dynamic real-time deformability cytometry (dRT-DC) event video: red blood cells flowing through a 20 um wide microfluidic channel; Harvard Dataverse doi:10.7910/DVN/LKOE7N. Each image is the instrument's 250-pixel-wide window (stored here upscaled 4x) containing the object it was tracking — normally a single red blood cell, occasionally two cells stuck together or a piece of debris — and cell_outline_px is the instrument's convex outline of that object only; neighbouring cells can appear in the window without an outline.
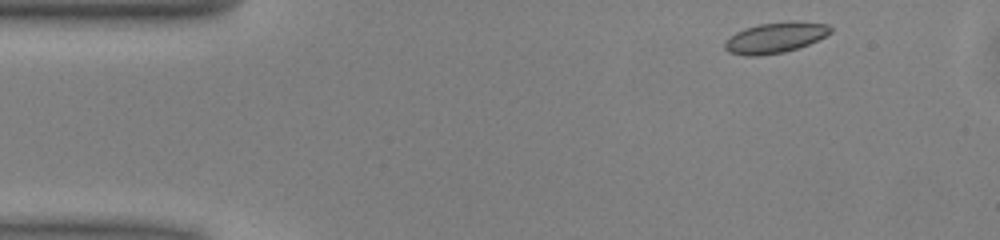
{"species": "common noctule bat (a hibernating species)", "species_latin": "Nyctalus noctula", "temperature_condition": "warm", "stored_images_in_passage": 37, "camera_frame_rate_fps": 3000, "um_per_image_px": 0.085, "animal": {"sex": "male", "body_mass_g": 13.0, "forearm_length_mm": 53.1}, "frame": {"image": 1, "passage_image": 2, "time_ms": 0.333, "image_size_px": [1000, 240], "cell_outline_px": [[832, 32], [808, 44], [784, 52], [760, 56], [744, 56], [728, 52], [724, 48], [724, 40], [736, 32], [744, 28], [760, 24], [792, 20], [828, 24], [832, 28]], "centroid_in_image_um": [65.86, 3.2], "position_along_channel_um": 19.1, "area_um2": 19.02}}
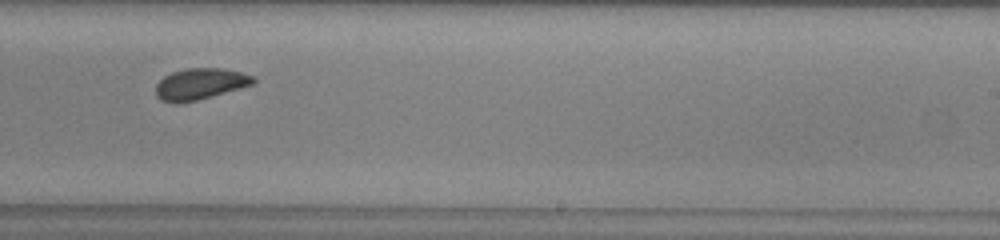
{"frame": {"image": 2, "passage_image": 27, "time_ms": 8.667, "image_size_px": [1000, 240], "cell_outline_px": [[256, 80], [252, 84], [196, 100], [160, 100], [156, 96], [156, 84], [164, 76], [172, 72], [188, 68], [224, 68], [240, 72], [252, 76]], "centroid_in_image_um": [17.01, 7.08], "position_along_channel_um": 272.0, "area_um2": 16.99}}
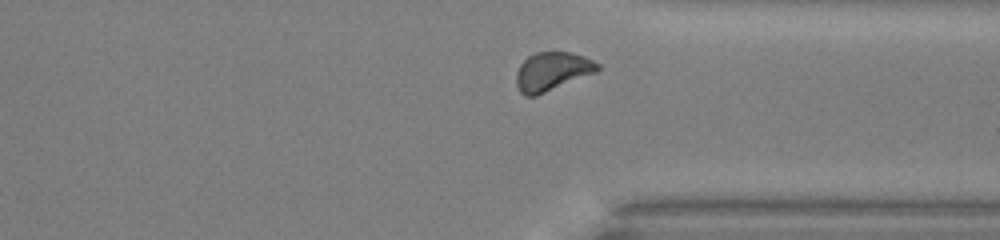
{"frame": {"image": 3, "passage_image": 34, "time_ms": 11.0, "image_size_px": [1000, 240], "cell_outline_px": [[600, 68], [596, 72], [536, 96], [524, 96], [520, 92], [516, 84], [516, 72], [520, 64], [528, 56], [536, 52], [568, 52], [584, 56], [600, 64]], "centroid_in_image_um": [46.91, 6.07], "position_along_channel_um": 364.5, "area_um2": 18.26}, "authors_computed_cell_mechanics": {"area_um2": 18.0914, "velocity_mm_per_s": 3.9935, "shape_relaxation_time_tau1_ms": 2.4659, "shape_relaxation_time_tau2_ms": 1.6616, "deformation_change_tau1": 0.0583, "deformation_change_tau2": 0.057}}